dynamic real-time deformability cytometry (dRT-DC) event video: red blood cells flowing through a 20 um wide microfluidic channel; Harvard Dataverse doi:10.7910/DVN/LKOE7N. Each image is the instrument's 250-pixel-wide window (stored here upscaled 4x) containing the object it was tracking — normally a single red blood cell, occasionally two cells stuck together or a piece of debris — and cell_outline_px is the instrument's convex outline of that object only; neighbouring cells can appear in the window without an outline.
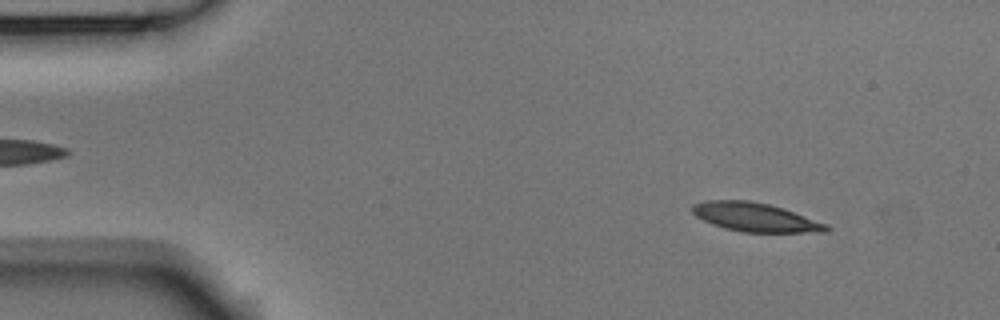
{"species": "Egyptian fruit bat (a non-hibernating species)", "species_latin": "Rousettus aegyptiacus", "temperature_condition": "room temperature", "stored_images_in_passage": 52, "camera_frame_rate_fps": 3000, "um_per_image_px": 0.085, "animal": {"sex": "male"}, "frame": {"image": 1, "passage_image": 5, "time_ms": 1.333, "image_size_px": [1000, 320], "cell_outline_px": [[832, 228], [828, 232], [740, 232], [724, 228], [712, 224], [696, 216], [692, 212], [692, 204], [708, 200], [748, 200], [768, 204], [784, 208], [828, 224]], "centroid_in_image_um": [64.23, 18.47], "position_along_channel_um": 20.8, "area_um2": 22.6}}
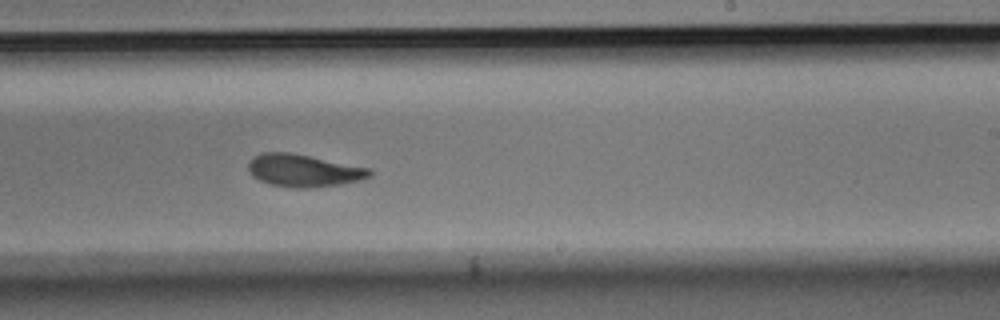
{"frame": {"image": 2, "passage_image": 31, "time_ms": 10.0, "image_size_px": [1000, 320], "cell_outline_px": [[372, 176], [360, 180], [340, 184], [308, 188], [292, 188], [268, 184], [252, 176], [248, 168], [248, 160], [252, 156], [260, 152], [292, 152], [372, 168]], "centroid_in_image_um": [25.79, 14.48], "position_along_channel_um": 263.2, "area_um2": 23.41}}
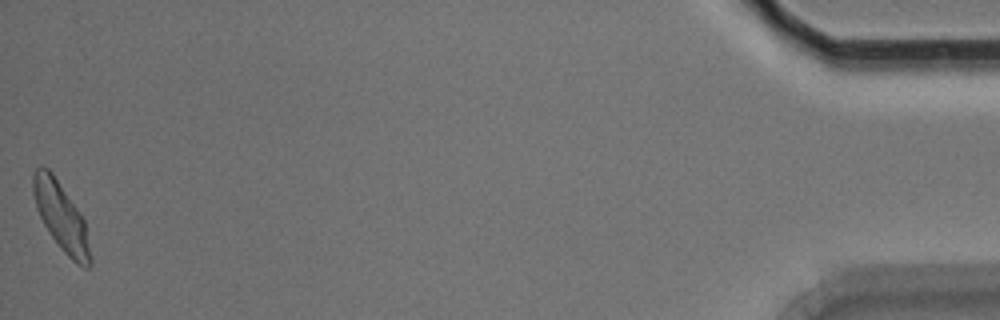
{"frame": {"image": 3, "passage_image": 52, "time_ms": 17.0, "image_size_px": [1000, 320], "cell_outline_px": [[92, 264], [88, 268], [84, 268], [76, 264], [60, 248], [48, 232], [36, 208], [32, 192], [32, 176], [36, 168], [40, 164], [48, 168], [52, 172], [84, 220], [92, 256]], "centroid_in_image_um": [5.18, 18.44], "position_along_channel_um": 430.0, "area_um2": 22.72}, "authors_computed_cell_mechanics": {"area_um2": 22.7154, "velocity_mm_per_s": 3.7507, "shape_relaxation_time_tau1_ms": 2.7269, "shape_relaxation_time_tau2_ms": 3.3804, "deformation_change_tau1": 0.1514, "deformation_change_tau2": 0.1076}}